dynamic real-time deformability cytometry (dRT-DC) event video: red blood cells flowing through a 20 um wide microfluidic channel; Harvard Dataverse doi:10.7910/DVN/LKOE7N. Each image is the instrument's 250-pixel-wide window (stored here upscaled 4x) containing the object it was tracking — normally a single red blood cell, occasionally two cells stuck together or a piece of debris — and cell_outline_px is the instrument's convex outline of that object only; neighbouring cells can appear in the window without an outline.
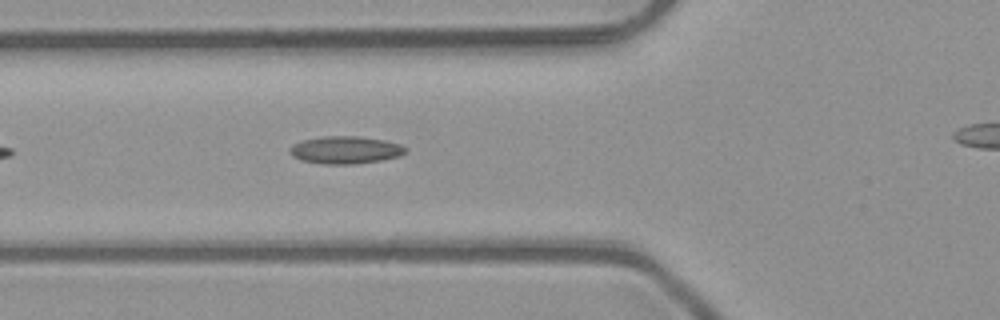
{"species": "common noctule bat (a hibernating species)", "species_latin": "Nyctalus noctula", "temperature_condition": "room temperature", "stored_images_in_passage": 22, "camera_frame_rate_fps": 3000, "um_per_image_px": 0.085, "animal": {"sex": "male", "body_mass_g": 23.1, "forearm_length_mm": 52.7}, "frame": {"image": 1, "passage_image": 6, "time_ms": 1.667, "image_size_px": [1000, 320], "cell_outline_px": [[408, 152], [400, 156], [380, 160], [356, 164], [324, 164], [300, 160], [292, 156], [288, 152], [288, 148], [292, 144], [304, 140], [324, 136], [356, 136], [384, 140], [400, 144], [408, 148]], "centroid_in_image_um": [29.35, 12.75], "position_along_channel_um": 96.4, "area_um2": 18.73}}
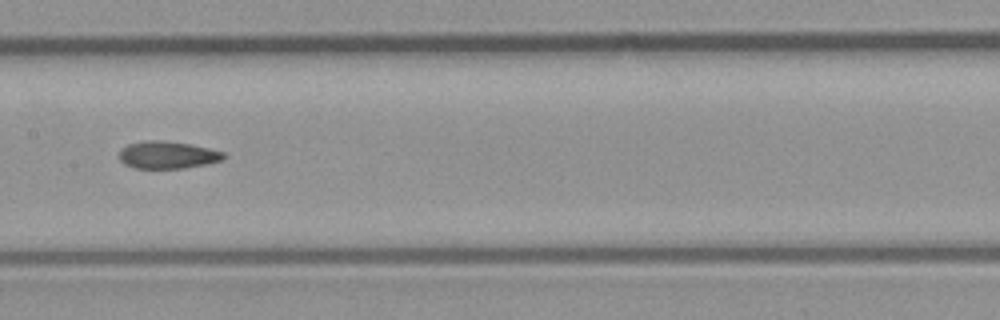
{"frame": {"image": 2, "passage_image": 13, "time_ms": 4.0, "image_size_px": [1000, 320], "cell_outline_px": [[224, 160], [184, 168], [136, 168], [124, 164], [120, 160], [120, 152], [128, 144], [144, 140], [164, 140], [188, 144], [208, 148], [224, 152]], "centroid_in_image_um": [14.23, 13.16], "position_along_channel_um": 193.2, "area_um2": 16.47}}
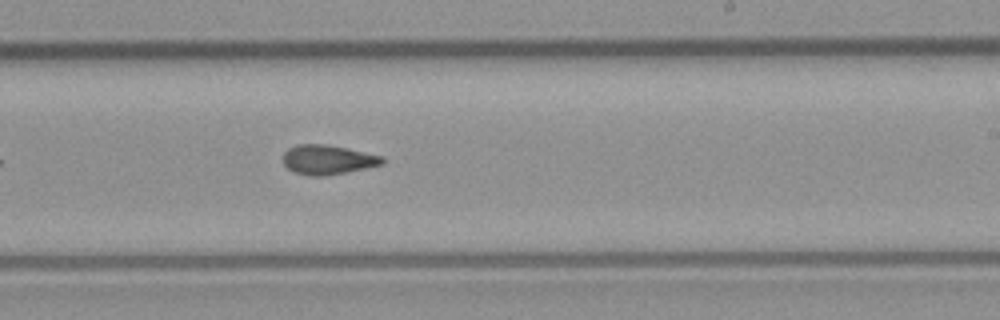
{"frame": {"image": 3, "passage_image": 18, "time_ms": 5.667, "image_size_px": [1000, 320], "cell_outline_px": [[384, 164], [328, 176], [312, 176], [296, 172], [288, 168], [284, 164], [284, 152], [288, 148], [296, 144], [324, 144], [348, 148], [384, 156]], "centroid_in_image_um": [27.89, 13.57], "position_along_channel_um": 261.1, "area_um2": 17.11}}